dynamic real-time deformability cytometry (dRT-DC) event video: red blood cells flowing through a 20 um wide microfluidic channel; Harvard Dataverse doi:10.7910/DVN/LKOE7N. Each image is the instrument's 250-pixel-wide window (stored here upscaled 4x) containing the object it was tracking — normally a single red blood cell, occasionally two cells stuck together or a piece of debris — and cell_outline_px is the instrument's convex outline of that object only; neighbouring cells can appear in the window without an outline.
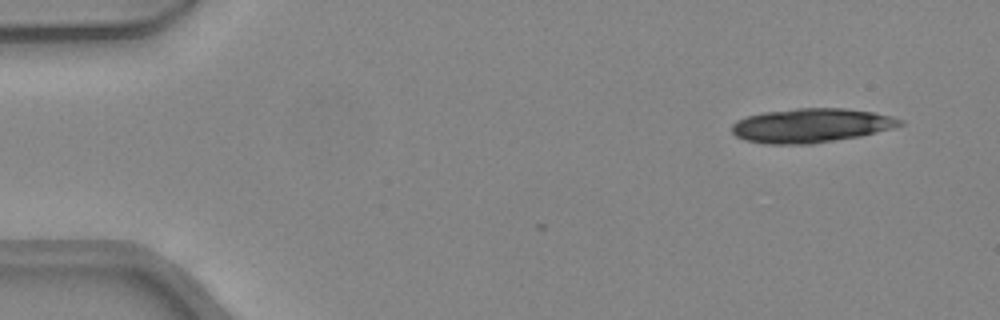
{"species": "common noctule bat (a hibernating species)", "species_latin": "Nyctalus noctula", "temperature_condition": "warm", "stored_images_in_passage": 3, "camera_frame_rate_fps": 3000, "um_per_image_px": 0.085, "animal": {"sex": "female", "body_mass_g": 24.6, "forearm_length_mm": 56.2}, "frame": {"image": 1, "passage_image": 3, "time_ms": 0.667, "image_size_px": [1000, 320], "cell_outline_px": [[904, 124], [892, 128], [860, 136], [812, 144], [764, 144], [744, 140], [736, 136], [732, 132], [732, 124], [736, 120], [748, 116], [764, 112], [796, 108], [844, 108], [872, 112], [892, 116], [904, 120]], "centroid_in_image_um": [68.93, 10.67], "position_along_channel_um": 16.1, "area_um2": 33.52}}